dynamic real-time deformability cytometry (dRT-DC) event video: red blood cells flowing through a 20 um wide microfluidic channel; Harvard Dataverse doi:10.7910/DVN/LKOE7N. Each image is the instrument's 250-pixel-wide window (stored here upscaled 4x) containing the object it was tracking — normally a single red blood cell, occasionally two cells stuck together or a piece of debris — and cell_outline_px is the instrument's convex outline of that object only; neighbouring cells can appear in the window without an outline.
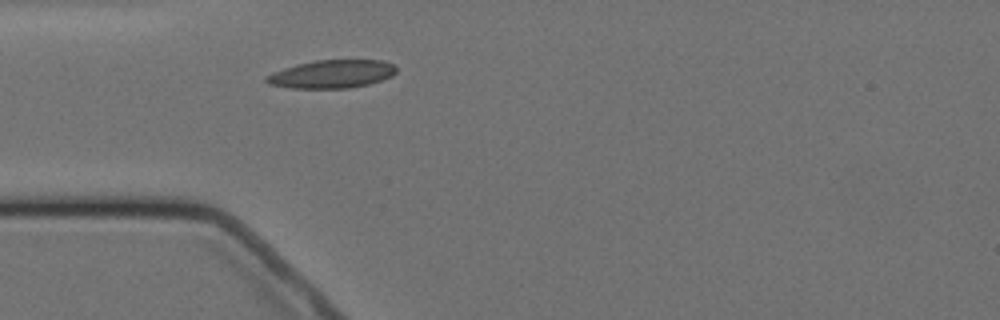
{"species": "Egyptian fruit bat (a non-hibernating species)", "species_latin": "Rousettus aegyptiacus", "temperature_condition": "cold", "stored_images_in_passage": 1, "camera_frame_rate_fps": 3000, "um_per_image_px": 0.085, "animal": {"sex": "female"}, "frame": {"image": 1, "passage_image": 1, "time_ms": 0.0, "image_size_px": [1000, 320], "cell_outline_px": [[396, 72], [392, 76], [368, 84], [348, 88], [292, 88], [268, 84], [264, 80], [264, 76], [272, 72], [296, 64], [316, 60], [384, 60], [392, 64], [396, 68]], "centroid_in_image_um": [28.17, 6.29], "position_along_channel_um": 56.8, "area_um2": 21.33}}